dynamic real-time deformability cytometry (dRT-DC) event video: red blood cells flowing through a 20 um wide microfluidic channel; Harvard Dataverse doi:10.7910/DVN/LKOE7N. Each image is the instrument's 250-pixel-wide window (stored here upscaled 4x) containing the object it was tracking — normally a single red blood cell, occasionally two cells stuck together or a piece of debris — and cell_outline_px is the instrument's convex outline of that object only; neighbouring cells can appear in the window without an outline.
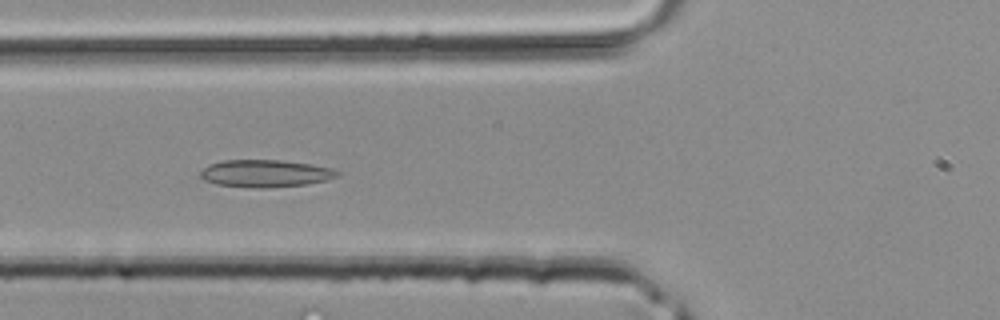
{"species": "common noctule bat (a hibernating species)", "species_latin": "Nyctalus noctula", "temperature_condition": "room temperature", "stored_images_in_passage": 29, "camera_frame_rate_fps": 3000, "um_per_image_px": 0.085, "animal": {"sex": "male", "body_mass_g": 20.4}, "frame": {"image": 1, "passage_image": 4, "time_ms": 1.0, "image_size_px": [1000, 320], "cell_outline_px": [[340, 176], [328, 180], [308, 184], [268, 188], [256, 188], [216, 184], [204, 180], [200, 176], [200, 172], [208, 164], [224, 160], [280, 160], [312, 164], [332, 168], [340, 172]], "centroid_in_image_um": [22.59, 14.74], "position_along_channel_um": 103.2, "area_um2": 22.02}}
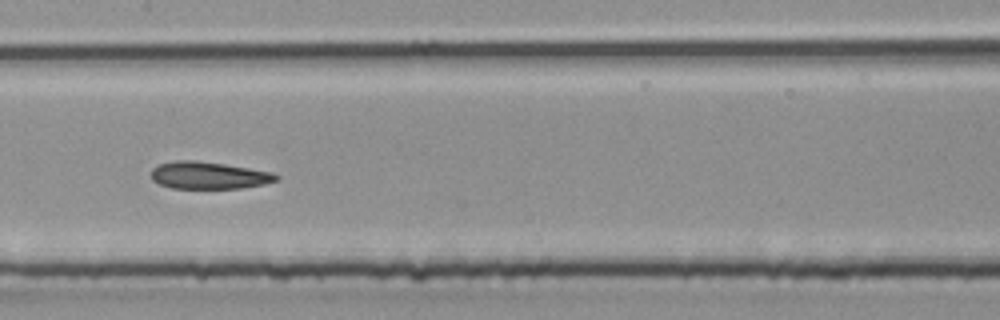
{"frame": {"image": 2, "passage_image": 9, "time_ms": 2.667, "image_size_px": [1000, 320], "cell_outline_px": [[280, 176], [276, 180], [264, 184], [240, 188], [172, 188], [160, 184], [152, 180], [152, 168], [160, 164], [176, 160], [192, 160], [224, 164], [272, 172]], "centroid_in_image_um": [17.73, 14.9], "position_along_channel_um": 189.7, "area_um2": 19.59}}
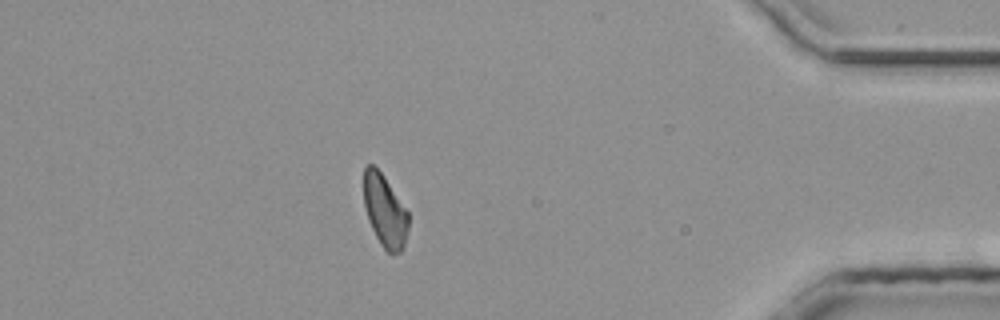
{"frame": {"image": 3, "passage_image": 24, "time_ms": 7.667, "image_size_px": [1000, 320], "cell_outline_px": [[408, 228], [404, 248], [400, 252], [392, 256], [380, 244], [368, 220], [364, 204], [364, 168], [368, 164], [372, 164], [384, 176], [408, 212]], "centroid_in_image_um": [32.71, 17.96], "position_along_channel_um": 402.5, "area_um2": 18.79}}